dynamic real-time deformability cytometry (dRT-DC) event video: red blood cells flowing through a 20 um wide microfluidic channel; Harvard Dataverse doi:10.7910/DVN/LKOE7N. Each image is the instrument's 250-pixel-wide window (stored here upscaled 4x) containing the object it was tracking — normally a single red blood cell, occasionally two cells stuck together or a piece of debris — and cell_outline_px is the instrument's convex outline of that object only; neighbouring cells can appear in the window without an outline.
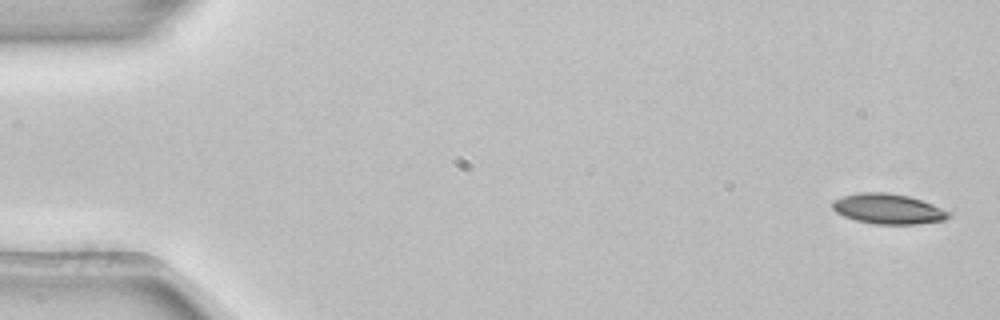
{"species": "common noctule bat (a hibernating species)", "species_latin": "Nyctalus noctula", "temperature_condition": "room temperature", "stored_images_in_passage": 4, "camera_frame_rate_fps": 3000, "um_per_image_px": 0.085, "animal": {"sex": "female", "body_mass_g": 22.7, "forearm_length_mm": 54.2}, "frame": {"image": 1, "passage_image": 1, "time_ms": 0.0, "image_size_px": [1000, 320], "cell_outline_px": [[952, 216], [944, 220], [920, 224], [876, 224], [856, 220], [844, 216], [836, 212], [832, 208], [832, 200], [844, 196], [860, 192], [884, 192], [908, 196], [932, 204], [948, 212]], "centroid_in_image_um": [75.47, 17.76], "position_along_channel_um": 9.5, "area_um2": 20.29}}
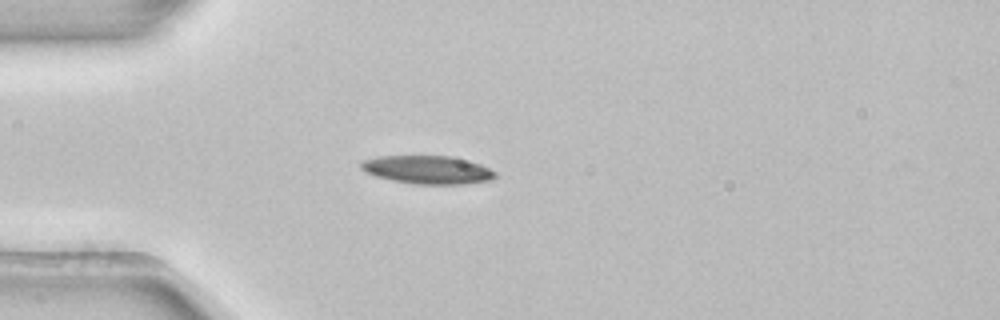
{"frame": {"image": 2, "passage_image": 4, "time_ms": 1.0, "image_size_px": [1000, 320], "cell_outline_px": [[496, 176], [492, 180], [464, 184], [416, 184], [392, 180], [376, 176], [360, 168], [360, 160], [376, 156], [452, 156], [480, 164], [496, 172]], "centroid_in_image_um": [36.33, 14.42], "position_along_channel_um": 48.7, "area_um2": 22.08}}